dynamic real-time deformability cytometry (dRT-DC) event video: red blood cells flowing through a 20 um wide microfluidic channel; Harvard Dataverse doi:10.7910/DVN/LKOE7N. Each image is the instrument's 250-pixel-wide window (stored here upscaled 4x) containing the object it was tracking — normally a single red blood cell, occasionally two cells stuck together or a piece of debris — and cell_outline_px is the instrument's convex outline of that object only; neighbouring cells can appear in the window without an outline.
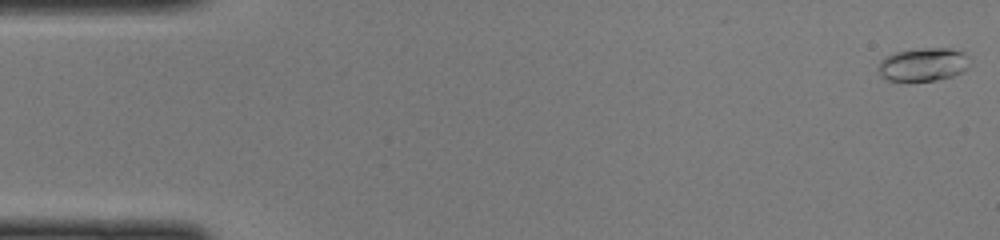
{"species": "common noctule bat (a hibernating species)", "species_latin": "Nyctalus noctula", "temperature_condition": "cold", "stored_images_in_passage": 47, "camera_frame_rate_fps": 3000, "um_per_image_px": 0.085, "animal": {"sex": "female", "body_mass_g": 22.0, "forearm_length_mm": 56.7}, "frame": {"image": 1, "passage_image": 1, "time_ms": 0.0, "image_size_px": [1000, 240], "cell_outline_px": [[972, 64], [968, 68], [952, 76], [936, 80], [908, 84], [884, 80], [880, 76], [880, 60], [884, 56], [896, 52], [924, 48], [948, 48], [964, 52], [972, 60]], "centroid_in_image_um": [78.47, 5.53], "position_along_channel_um": 6.5, "area_um2": 18.5}}
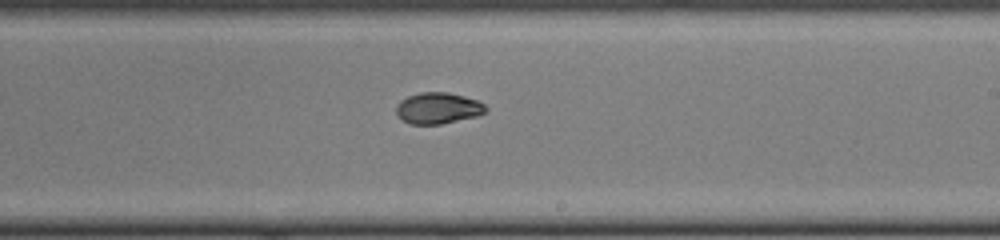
{"frame": {"image": 2, "passage_image": 28, "time_ms": 9.0, "image_size_px": [1000, 240], "cell_outline_px": [[488, 112], [476, 116], [440, 124], [408, 124], [400, 120], [396, 116], [396, 104], [400, 100], [408, 96], [420, 92], [448, 92], [464, 96], [476, 100], [484, 104], [488, 108]], "centroid_in_image_um": [37.19, 9.2], "position_along_channel_um": 251.8, "area_um2": 16.53}}
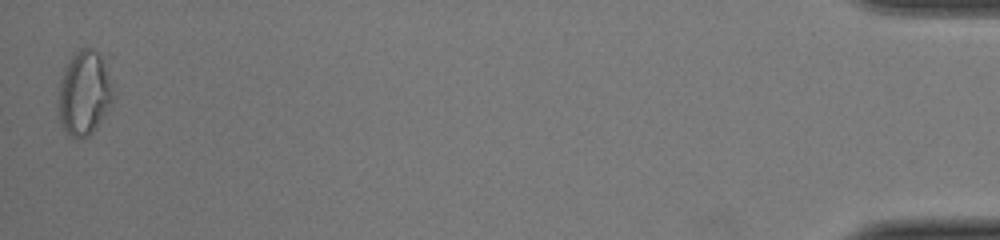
{"frame": {"image": 3, "passage_image": 47, "time_ms": 15.333, "image_size_px": [1000, 240], "cell_outline_px": [[112, 100], [96, 128], [88, 136], [76, 140], [60, 124], [56, 108], [56, 104], [60, 76], [68, 60], [80, 48], [92, 48], [104, 56], [112, 88]], "centroid_in_image_um": [7.11, 7.89], "position_along_channel_um": 428.1, "area_um2": 27.34}}